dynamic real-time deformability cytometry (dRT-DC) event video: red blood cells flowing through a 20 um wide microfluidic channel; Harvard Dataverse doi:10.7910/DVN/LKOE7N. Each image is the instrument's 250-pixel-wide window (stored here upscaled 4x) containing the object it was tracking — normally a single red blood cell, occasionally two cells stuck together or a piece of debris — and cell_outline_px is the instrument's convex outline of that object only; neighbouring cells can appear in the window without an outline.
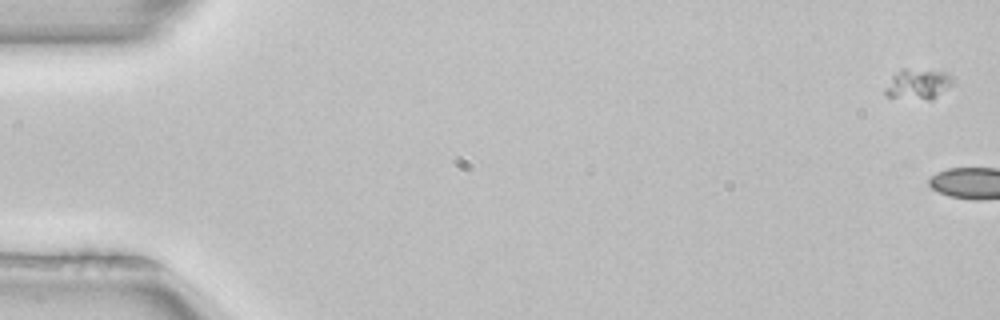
{"species": "common noctule bat (a hibernating species)", "species_latin": "Nyctalus noctula", "temperature_condition": "room temperature", "stored_images_in_passage": 6, "segment_of_instrument_passage": [1, 3], "camera_frame_rate_fps": 3000, "um_per_image_px": 0.085, "animal": {"sex": "female", "body_mass_g": 22.7, "forearm_length_mm": 54.2}, "frame": {"image": 1, "passage_image": 1, "time_ms": 0.0, "image_size_px": [1000, 320], "cell_outline_px": [[948, 84], [932, 100], [928, 100], [884, 96], [884, 88], [892, 76], [900, 68], [904, 68], [944, 72], [948, 76]], "centroid_in_image_um": [77.87, 7.15], "position_along_channel_um": 7.1, "area_um2": 11.44}}